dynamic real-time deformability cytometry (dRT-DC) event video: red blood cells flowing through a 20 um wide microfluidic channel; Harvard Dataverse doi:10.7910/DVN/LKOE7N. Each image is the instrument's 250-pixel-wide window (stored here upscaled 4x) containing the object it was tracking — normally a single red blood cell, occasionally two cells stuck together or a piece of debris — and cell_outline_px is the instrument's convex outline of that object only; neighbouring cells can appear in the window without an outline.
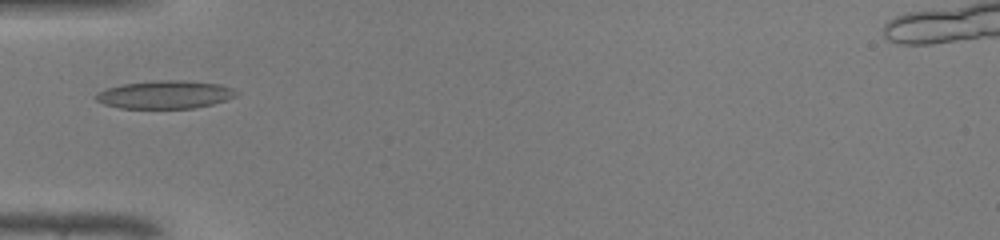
{"species": "common noctule bat (a hibernating species)", "species_latin": "Nyctalus noctula", "temperature_condition": "warm", "stored_images_in_passage": 20, "camera_frame_rate_fps": 3000, "um_per_image_px": 0.085, "animal": {"sex": "male", "body_mass_g": 19.0, "forearm_length_mm": 50.8}, "frame": {"image": 1, "passage_image": 1, "time_ms": 0.0, "image_size_px": [1000, 240], "cell_outline_px": [[236, 96], [212, 104], [192, 108], [120, 108], [104, 104], [96, 100], [92, 96], [96, 92], [108, 88], [124, 84], [156, 80], [184, 80], [220, 84], [232, 88], [236, 92]], "centroid_in_image_um": [13.98, 8.04], "position_along_channel_um": 71.0, "area_um2": 22.83}}
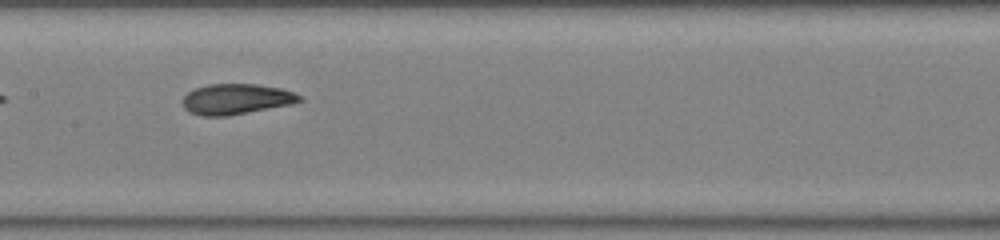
{"frame": {"image": 2, "passage_image": 9, "time_ms": 2.667, "image_size_px": [1000, 240], "cell_outline_px": [[304, 100], [292, 104], [228, 116], [204, 116], [188, 112], [184, 108], [184, 96], [188, 92], [196, 88], [208, 84], [256, 84], [280, 88], [304, 96]], "centroid_in_image_um": [20.11, 8.43], "position_along_channel_um": 187.3, "area_um2": 20.81}}
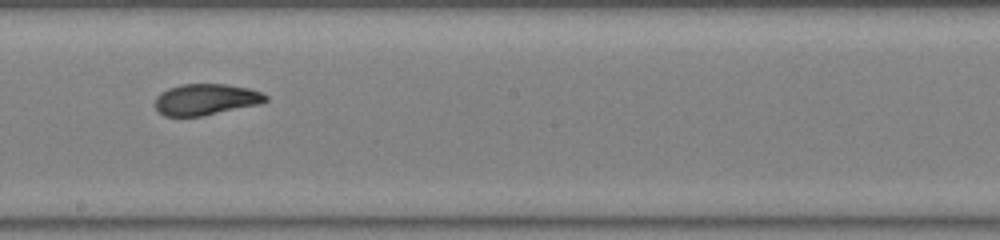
{"frame": {"image": 3, "passage_image": 12, "time_ms": 3.667, "image_size_px": [1000, 240], "cell_outline_px": [[268, 100], [260, 104], [204, 116], [164, 116], [156, 108], [156, 96], [160, 92], [168, 88], [180, 84], [228, 84], [248, 88], [260, 92], [268, 96]], "centroid_in_image_um": [17.5, 8.45], "position_along_channel_um": 230.7, "area_um2": 20.23}}